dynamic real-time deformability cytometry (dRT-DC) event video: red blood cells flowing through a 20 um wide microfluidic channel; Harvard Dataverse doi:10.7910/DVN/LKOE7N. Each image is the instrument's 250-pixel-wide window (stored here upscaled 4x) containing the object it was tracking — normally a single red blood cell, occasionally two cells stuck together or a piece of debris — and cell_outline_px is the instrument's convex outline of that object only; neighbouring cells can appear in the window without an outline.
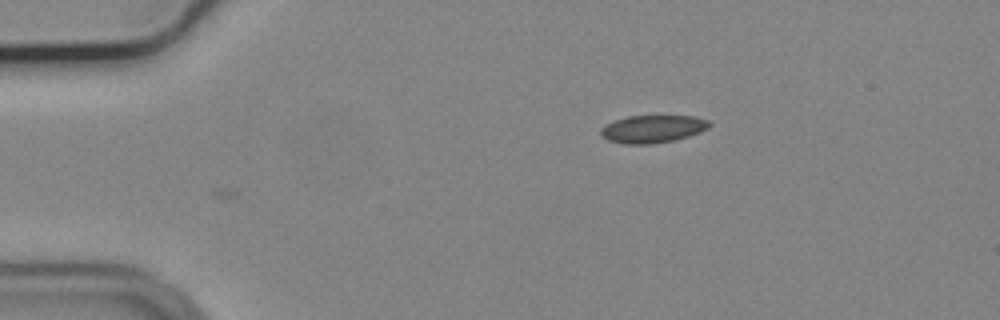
{"species": "common noctule bat (a hibernating species)", "species_latin": "Nyctalus noctula", "temperature_condition": "cold", "stored_images_in_passage": 2, "camera_frame_rate_fps": 3000, "um_per_image_px": 0.085, "animal": {"sex": "male", "body_mass_g": 19.2, "forearm_length_mm": 51.8}, "frame": {"image": 1, "passage_image": 1, "time_ms": 0.0, "image_size_px": [1000, 320], "cell_outline_px": [[712, 124], [708, 128], [700, 132], [676, 140], [652, 144], [624, 144], [608, 140], [600, 136], [600, 128], [616, 120], [628, 116], [696, 116], [708, 120]], "centroid_in_image_um": [55.49, 10.97], "position_along_channel_um": 29.5, "area_um2": 17.57}}